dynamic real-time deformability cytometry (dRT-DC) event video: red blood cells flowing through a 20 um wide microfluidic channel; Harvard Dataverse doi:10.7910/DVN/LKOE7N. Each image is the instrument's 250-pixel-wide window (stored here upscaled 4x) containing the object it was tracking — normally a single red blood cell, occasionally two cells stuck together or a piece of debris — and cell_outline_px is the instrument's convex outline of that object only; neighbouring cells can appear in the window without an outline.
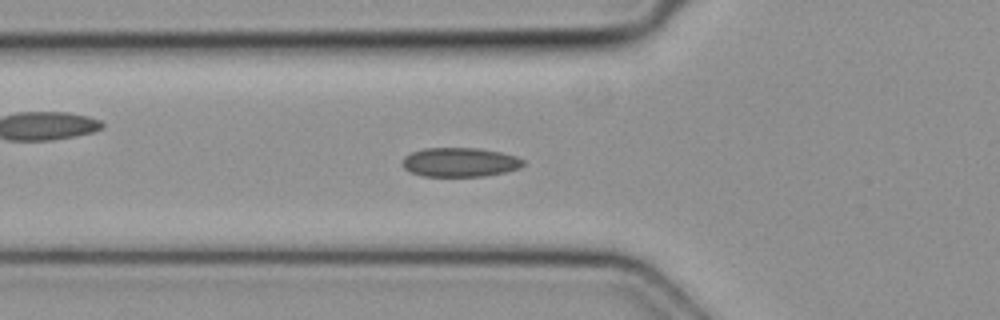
{"species": "common noctule bat (a hibernating species)", "species_latin": "Nyctalus noctula", "temperature_condition": "cold", "stored_images_in_passage": 43, "camera_frame_rate_fps": 3000, "um_per_image_px": 0.085, "animal": {"sex": "female", "body_mass_g": 19.3, "forearm_length_mm": 54.1}, "frame": {"image": 1, "passage_image": 17, "time_ms": 5.333, "image_size_px": [1000, 320], "cell_outline_px": [[524, 164], [520, 168], [504, 172], [484, 176], [424, 176], [412, 172], [404, 168], [400, 164], [404, 156], [412, 152], [424, 148], [476, 148], [500, 152], [516, 156], [524, 160]], "centroid_in_image_um": [39.07, 13.78], "position_along_channel_um": 86.7, "area_um2": 20.52}}
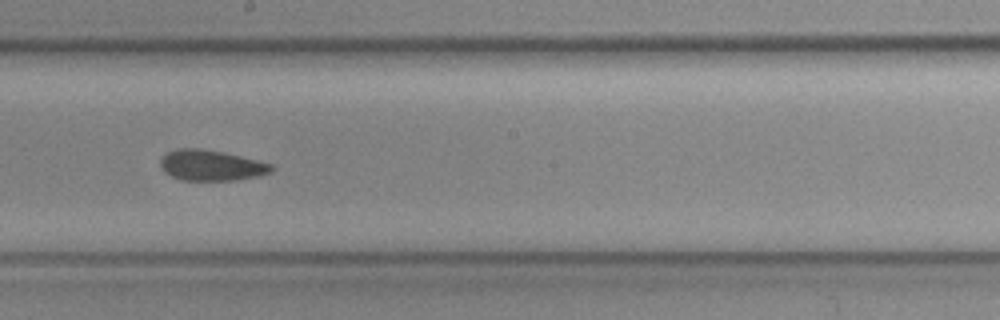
{"frame": {"image": 2, "passage_image": 27, "time_ms": 8.667, "image_size_px": [1000, 320], "cell_outline_px": [[276, 168], [272, 172], [260, 176], [236, 180], [180, 180], [164, 172], [160, 164], [160, 160], [168, 152], [180, 148], [200, 148], [224, 152], [272, 164]], "centroid_in_image_um": [17.99, 14.06], "position_along_channel_um": 230.2, "area_um2": 19.88}}
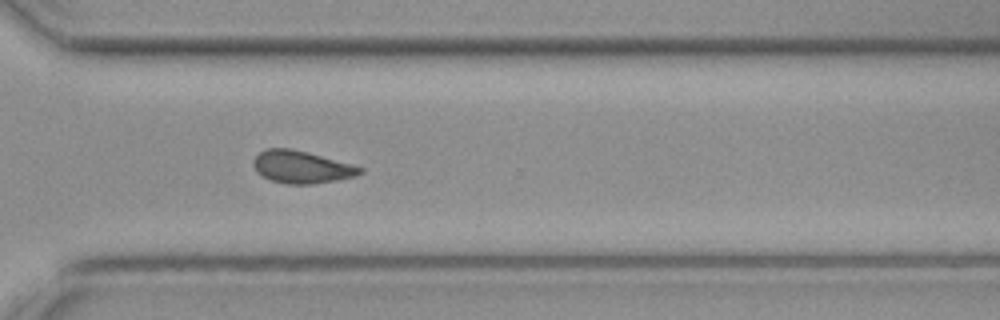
{"frame": {"image": 3, "passage_image": 35, "time_ms": 11.333, "image_size_px": [1000, 320], "cell_outline_px": [[364, 172], [356, 176], [336, 180], [312, 184], [284, 184], [272, 180], [256, 172], [252, 164], [252, 160], [260, 152], [268, 148], [288, 148], [308, 152], [352, 164], [364, 168]], "centroid_in_image_um": [25.64, 14.2], "position_along_channel_um": 345.0, "area_um2": 20.17}}